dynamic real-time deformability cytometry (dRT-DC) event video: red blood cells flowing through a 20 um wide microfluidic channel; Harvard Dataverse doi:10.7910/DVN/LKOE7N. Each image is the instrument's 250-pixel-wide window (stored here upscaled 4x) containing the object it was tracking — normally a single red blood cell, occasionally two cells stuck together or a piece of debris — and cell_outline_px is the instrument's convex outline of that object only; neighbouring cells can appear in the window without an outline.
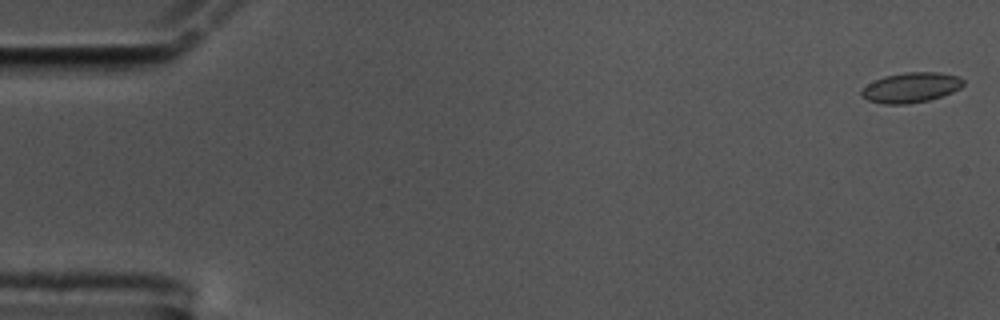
{"species": "common noctule bat (a hibernating species)", "species_latin": "Nyctalus noctula", "temperature_condition": "cold", "stored_images_in_passage": 57, "camera_frame_rate_fps": 3000, "um_per_image_px": 0.085, "animal": {"sex": "male", "body_mass_g": 17.5, "forearm_length_mm": 52.3}, "frame": {"image": 1, "passage_image": 1, "time_ms": 0.0, "image_size_px": [1000, 320], "cell_outline_px": [[964, 84], [960, 88], [952, 92], [928, 100], [908, 104], [884, 104], [868, 100], [860, 96], [860, 92], [868, 84], [884, 76], [904, 72], [940, 72], [960, 76], [964, 80]], "centroid_in_image_um": [77.45, 7.43], "position_along_channel_um": 7.6, "area_um2": 17.86}}
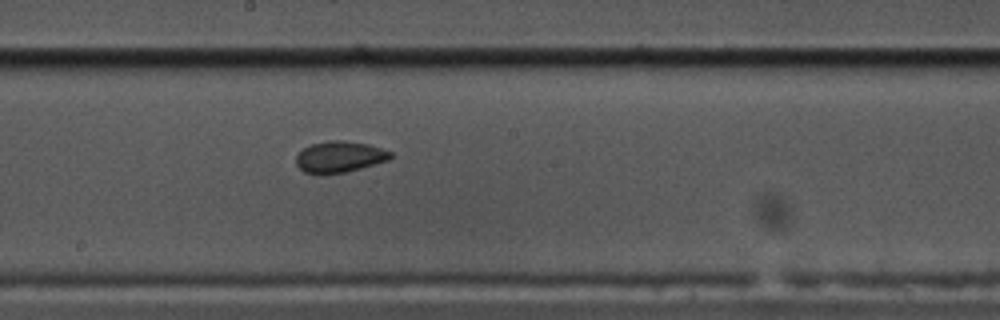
{"frame": {"image": 2, "passage_image": 31, "time_ms": 10.0, "image_size_px": [1000, 320], "cell_outline_px": [[392, 156], [388, 160], [360, 168], [344, 172], [304, 172], [296, 164], [296, 156], [304, 148], [312, 144], [328, 140], [344, 140], [368, 144], [392, 152]], "centroid_in_image_um": [28.88, 13.3], "position_along_channel_um": 219.3, "area_um2": 16.7}}
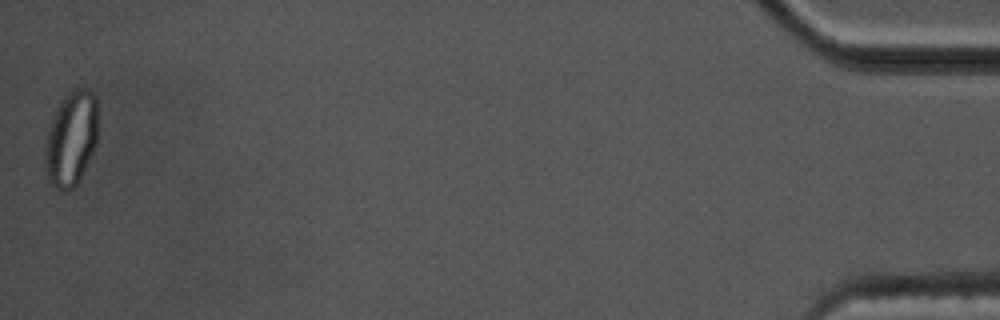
{"frame": {"image": 3, "passage_image": 57, "time_ms": 18.667, "image_size_px": [1000, 320], "cell_outline_px": [[96, 144], [76, 184], [68, 192], [60, 192], [52, 188], [48, 180], [44, 168], [44, 152], [48, 128], [52, 116], [60, 100], [72, 88], [88, 88], [96, 96]], "centroid_in_image_um": [5.99, 11.79], "position_along_channel_um": 429.2, "area_um2": 29.54}, "authors_computed_cell_mechanics": {"area_um2": 17.2822, "velocity_mm_per_s": 3.5151, "shape_relaxation_time_tau1_ms": null, "shape_relaxation_time_tau2_ms": 1.38, "deformation_change_tau1": null, "deformation_change_tau2": 0.0414}}